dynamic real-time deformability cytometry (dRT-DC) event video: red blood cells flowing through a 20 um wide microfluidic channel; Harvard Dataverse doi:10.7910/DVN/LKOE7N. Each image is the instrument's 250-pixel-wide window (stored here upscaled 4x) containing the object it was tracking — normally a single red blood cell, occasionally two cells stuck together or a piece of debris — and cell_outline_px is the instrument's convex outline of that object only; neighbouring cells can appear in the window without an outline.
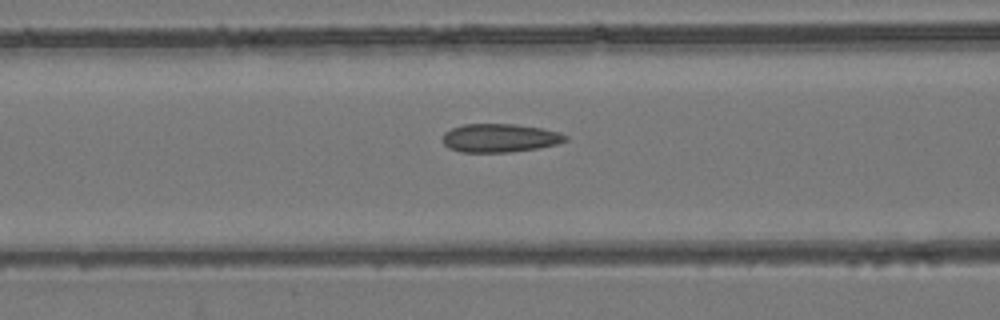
{"species": "common noctule bat (a hibernating species)", "species_latin": "Nyctalus noctula", "temperature_condition": "room temperature", "stored_images_in_passage": 51, "camera_frame_rate_fps": 3000, "um_per_image_px": 0.085, "animal": {"sex": "female", "body_mass_g": 24.6, "forearm_length_mm": 56.2}, "frame": {"image": 1, "passage_image": 20, "time_ms": 6.333, "image_size_px": [1000, 320], "cell_outline_px": [[568, 140], [556, 144], [536, 148], [512, 152], [460, 152], [448, 148], [444, 144], [444, 132], [452, 128], [464, 124], [512, 124], [540, 128], [560, 132], [568, 136]], "centroid_in_image_um": [42.48, 11.73], "position_along_channel_um": 124.1, "area_um2": 20.29}}
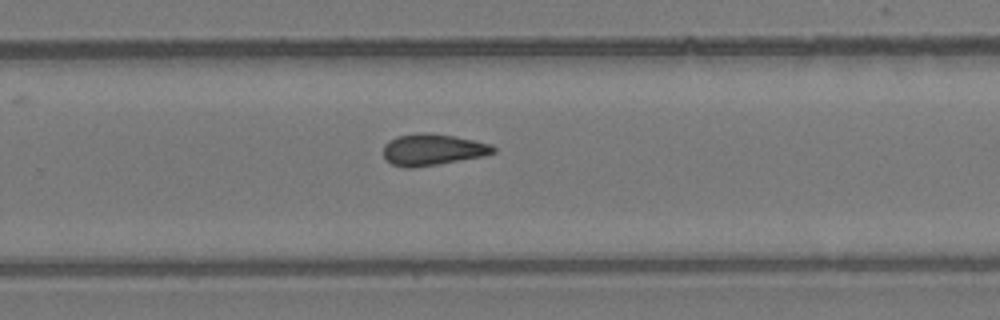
{"frame": {"image": 2, "passage_image": 33, "time_ms": 10.667, "image_size_px": [1000, 320], "cell_outline_px": [[496, 152], [484, 156], [412, 168], [404, 168], [392, 164], [384, 160], [384, 144], [388, 140], [396, 136], [416, 132], [428, 132], [456, 136], [492, 144], [496, 148]], "centroid_in_image_um": [36.75, 12.7], "position_along_channel_um": 293.0, "area_um2": 20.46}}
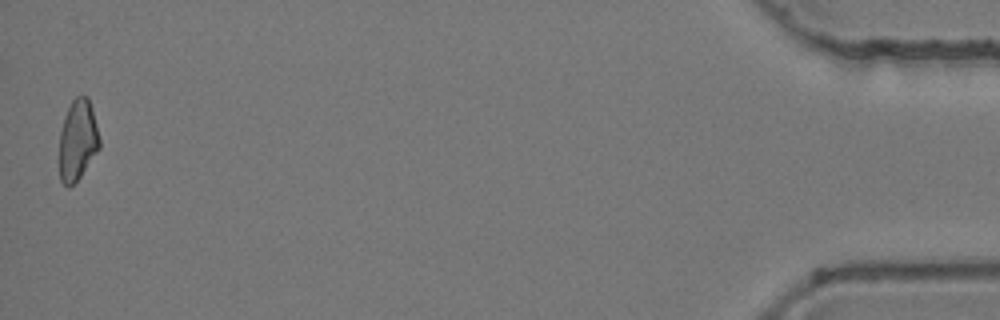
{"frame": {"image": 3, "passage_image": 51, "time_ms": 16.667, "image_size_px": [1000, 320], "cell_outline_px": [[100, 148], [80, 176], [68, 188], [60, 180], [60, 132], [64, 116], [72, 100], [76, 96], [88, 96], [92, 108], [100, 140]], "centroid_in_image_um": [6.6, 11.89], "position_along_channel_um": 428.6, "area_um2": 18.73}, "authors_computed_cell_mechanics": {"area_um2": 20.1144, "velocity_mm_per_s": 3.9015, "shape_relaxation_time_tau1_ms": null, "shape_relaxation_time_tau2_ms": 3.4699, "deformation_change_tau1": null, "deformation_change_tau2": 0.0914}}